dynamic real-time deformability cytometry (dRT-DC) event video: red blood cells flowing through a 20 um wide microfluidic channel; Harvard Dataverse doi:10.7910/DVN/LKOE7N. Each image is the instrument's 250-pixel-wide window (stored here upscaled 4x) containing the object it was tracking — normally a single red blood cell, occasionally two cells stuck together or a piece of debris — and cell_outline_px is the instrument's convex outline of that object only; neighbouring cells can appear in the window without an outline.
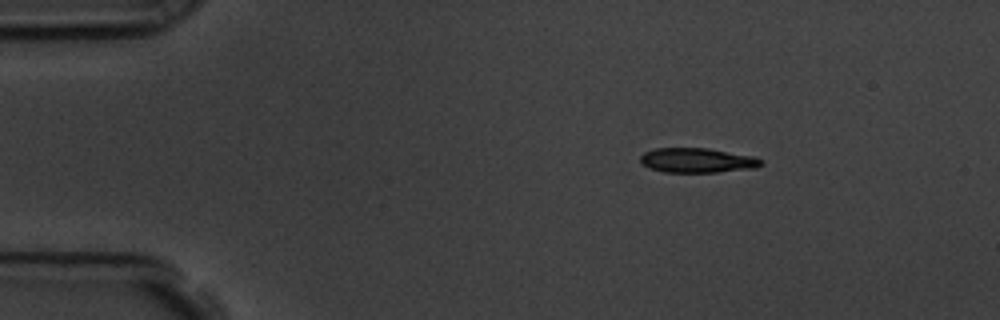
{"species": "common noctule bat (a hibernating species)", "species_latin": "Nyctalus noctula", "temperature_condition": "room temperature", "stored_images_in_passage": 50, "camera_frame_rate_fps": 3000, "um_per_image_px": 0.085, "animal": {"sex": "male", "body_mass_g": 19.5, "forearm_length_mm": 54.6}, "frame": {"image": 1, "passage_image": 1, "time_ms": 0.0, "image_size_px": [1000, 320], "cell_outline_px": [[764, 164], [756, 168], [716, 172], [664, 172], [648, 168], [640, 164], [640, 156], [644, 152], [656, 148], [708, 148], [756, 156], [764, 160]], "centroid_in_image_um": [59.29, 13.63], "position_along_channel_um": 25.7, "area_um2": 17.69}}
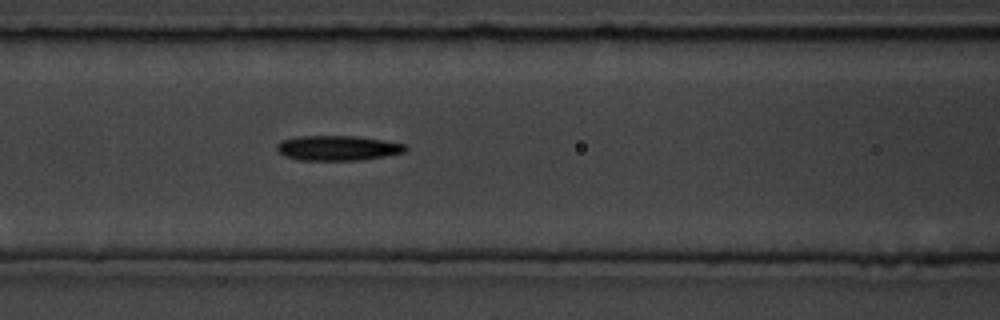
{"frame": {"image": 2, "passage_image": 16, "time_ms": 5.0, "image_size_px": [1000, 320], "cell_outline_px": [[408, 148], [404, 152], [384, 156], [360, 160], [300, 160], [284, 156], [276, 148], [276, 144], [280, 140], [296, 136], [356, 136], [384, 140], [404, 144]], "centroid_in_image_um": [28.67, 12.57], "position_along_channel_um": 137.9, "area_um2": 18.73}}
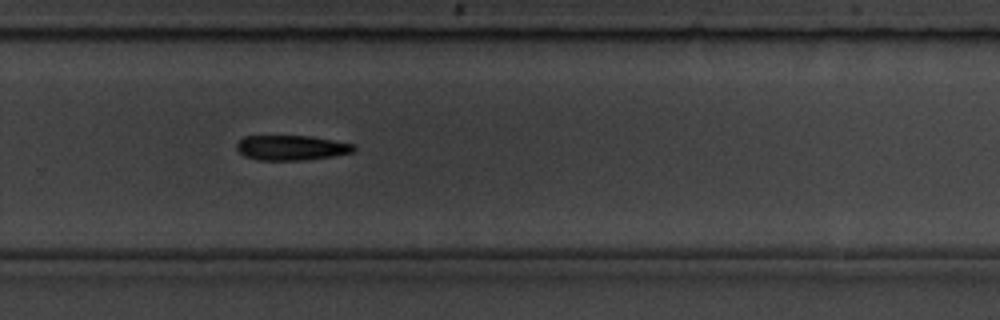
{"frame": {"image": 3, "passage_image": 30, "time_ms": 9.667, "image_size_px": [1000, 320], "cell_outline_px": [[356, 152], [332, 156], [304, 160], [256, 160], [244, 156], [236, 148], [236, 144], [244, 136], [308, 136], [356, 144]], "centroid_in_image_um": [24.79, 12.56], "position_along_channel_um": 305.0, "area_um2": 17.11}, "authors_computed_cell_mechanics": {"area_um2": 17.629, "velocity_mm_per_s": 3.5972, "shape_relaxation_time_tau1_ms": 7.775, "shape_relaxation_time_tau2_ms": null, "deformation_change_tau1": 0.0925, "deformation_change_tau2": null}}